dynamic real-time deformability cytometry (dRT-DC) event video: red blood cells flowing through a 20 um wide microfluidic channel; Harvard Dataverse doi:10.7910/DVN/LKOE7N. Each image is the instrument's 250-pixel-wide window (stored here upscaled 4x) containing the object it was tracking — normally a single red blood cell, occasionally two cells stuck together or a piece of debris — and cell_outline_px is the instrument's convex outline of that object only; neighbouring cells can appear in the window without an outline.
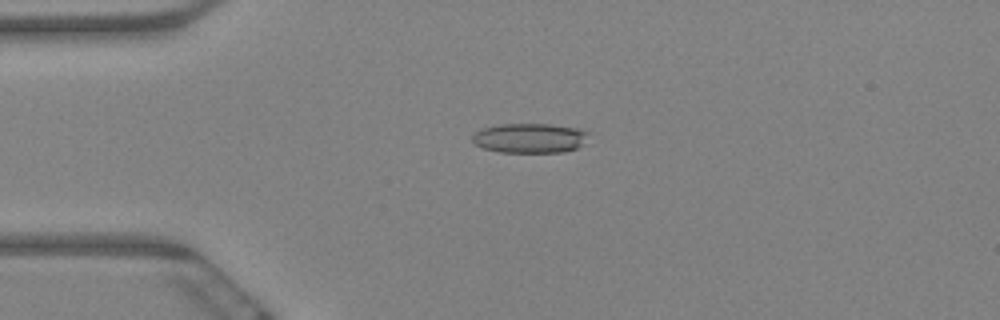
{"species": "Egyptian fruit bat (a non-hibernating species)", "species_latin": "Rousettus aegyptiacus", "temperature_condition": "warm", "stored_images_in_passage": 61, "camera_frame_rate_fps": 3000, "um_per_image_px": 0.085, "animal": {"sex": "female"}, "frame": {"image": 1, "passage_image": 14, "time_ms": 4.333, "image_size_px": [1000, 320], "cell_outline_px": [[588, 132], [580, 144], [576, 148], [564, 152], [500, 152], [484, 148], [476, 144], [472, 140], [472, 136], [480, 128], [500, 124], [548, 124], [580, 128]], "centroid_in_image_um": [44.98, 11.73], "position_along_channel_um": 40.0, "area_um2": 19.88}}
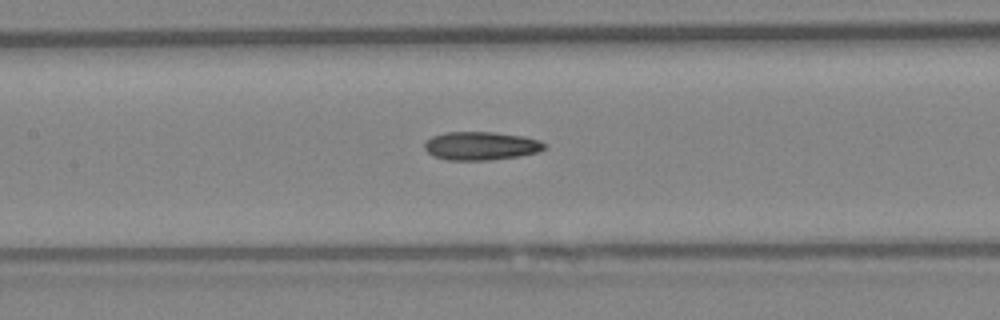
{"frame": {"image": 2, "passage_image": 28, "time_ms": 9.0, "image_size_px": [1000, 320], "cell_outline_px": [[548, 148], [540, 152], [520, 156], [488, 160], [448, 160], [432, 156], [424, 148], [424, 144], [432, 136], [444, 132], [492, 132], [524, 136], [540, 140], [548, 144]], "centroid_in_image_um": [40.94, 12.4], "position_along_channel_um": 166.5, "area_um2": 20.11}}
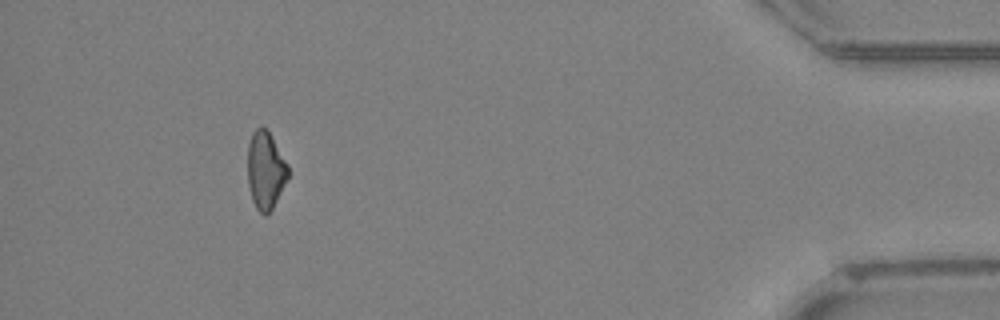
{"frame": {"image": 3, "passage_image": 56, "time_ms": 18.333, "image_size_px": [1000, 320], "cell_outline_px": [[288, 176], [272, 208], [264, 216], [256, 208], [252, 200], [248, 184], [248, 144], [252, 132], [256, 128], [264, 128], [268, 132], [288, 164]], "centroid_in_image_um": [22.55, 14.48], "position_along_channel_um": 412.7, "area_um2": 17.86}, "authors_computed_cell_mechanics": {"area_um2": 19.4208, "velocity_mm_per_s": 3.304, "shape_relaxation_time_tau1_ms": null, "shape_relaxation_time_tau2_ms": 6.3204, "deformation_change_tau1": null, "deformation_change_tau2": 0.1528}}